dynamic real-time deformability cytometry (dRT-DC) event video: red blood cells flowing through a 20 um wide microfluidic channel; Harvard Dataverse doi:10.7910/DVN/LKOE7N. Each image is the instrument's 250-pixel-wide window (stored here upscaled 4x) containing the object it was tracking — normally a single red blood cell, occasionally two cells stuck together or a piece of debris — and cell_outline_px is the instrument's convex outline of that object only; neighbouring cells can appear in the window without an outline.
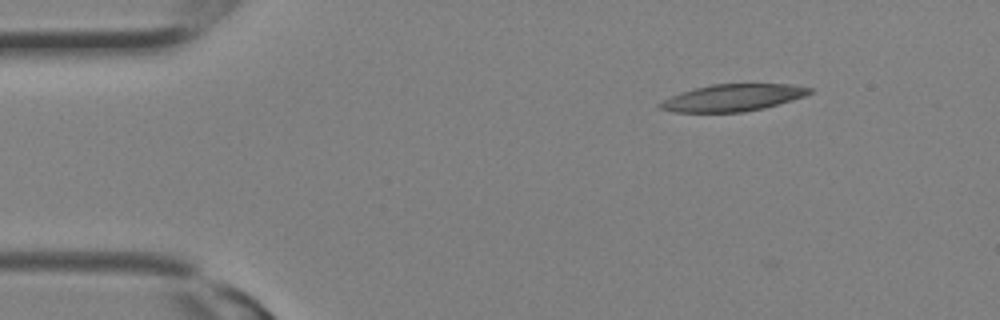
{"species": "Egyptian fruit bat (a non-hibernating species)", "species_latin": "Rousettus aegyptiacus", "temperature_condition": "room temperature", "stored_images_in_passage": 7, "camera_frame_rate_fps": 3000, "um_per_image_px": 0.085, "animal": {"sex": "female"}, "frame": {"image": 1, "passage_image": 1, "time_ms": 0.0, "image_size_px": [1000, 320], "cell_outline_px": [[812, 92], [804, 96], [792, 100], [764, 108], [744, 112], [672, 112], [656, 108], [656, 104], [680, 92], [712, 84], [792, 84], [812, 88]], "centroid_in_image_um": [62.26, 8.31], "position_along_channel_um": 22.7, "area_um2": 23.52}}
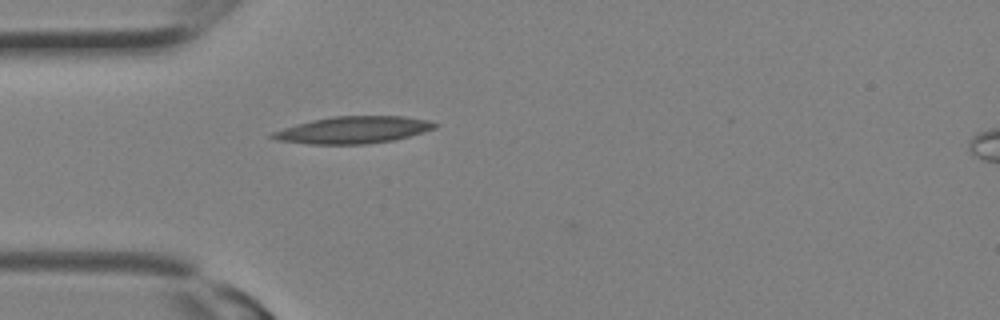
{"frame": {"image": 2, "passage_image": 5, "time_ms": 1.333, "image_size_px": [1000, 320], "cell_outline_px": [[440, 124], [436, 128], [408, 136], [392, 140], [368, 144], [308, 144], [276, 140], [268, 136], [272, 132], [296, 124], [312, 120], [332, 116], [404, 116], [428, 120]], "centroid_in_image_um": [30.01, 11.04], "position_along_channel_um": 55.0, "area_um2": 25.55}}
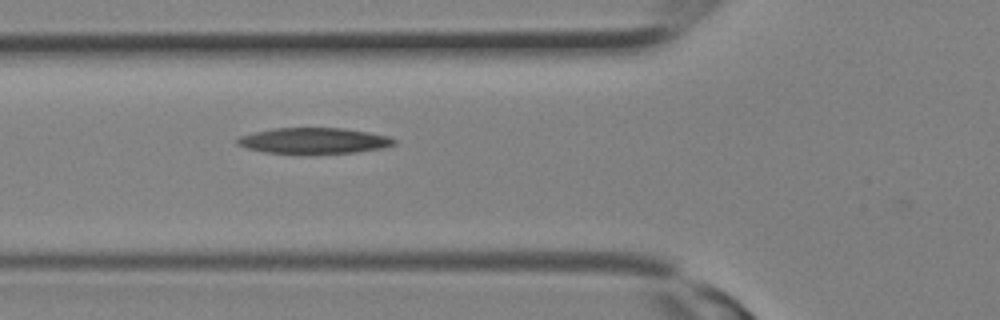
{"frame": {"image": 3, "passage_image": 7, "time_ms": 2.0, "image_size_px": [1000, 320], "cell_outline_px": [[396, 144], [384, 148], [356, 152], [304, 156], [264, 152], [248, 148], [236, 144], [236, 140], [240, 136], [272, 128], [344, 128], [368, 132], [388, 136], [396, 140]], "centroid_in_image_um": [26.68, 12.0], "position_along_channel_um": 99.1, "area_um2": 24.39}}